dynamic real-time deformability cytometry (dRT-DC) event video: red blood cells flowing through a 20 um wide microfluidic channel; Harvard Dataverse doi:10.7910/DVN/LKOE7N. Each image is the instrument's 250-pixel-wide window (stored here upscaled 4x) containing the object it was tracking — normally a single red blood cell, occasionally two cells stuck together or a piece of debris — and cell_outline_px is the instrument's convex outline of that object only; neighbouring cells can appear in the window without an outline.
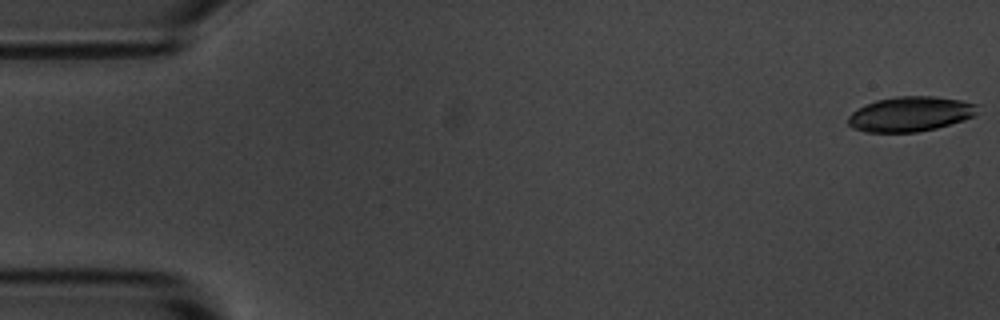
{"species": "common noctule bat (a hibernating species)", "species_latin": "Nyctalus noctula", "temperature_condition": "room temperature", "stored_images_in_passage": 55, "camera_frame_rate_fps": 3000, "um_per_image_px": 0.085, "animal": {"sex": "male", "body_mass_g": 20.1, "forearm_length_mm": 53.5}, "frame": {"image": 1, "passage_image": 1, "time_ms": 0.0, "image_size_px": [1000, 320], "cell_outline_px": [[980, 104], [976, 116], [964, 120], [936, 128], [916, 132], [864, 132], [852, 128], [848, 124], [848, 116], [852, 112], [876, 100], [896, 96], [932, 96], [960, 100]], "centroid_in_image_um": [77.41, 9.69], "position_along_channel_um": 7.6, "area_um2": 26.41}}
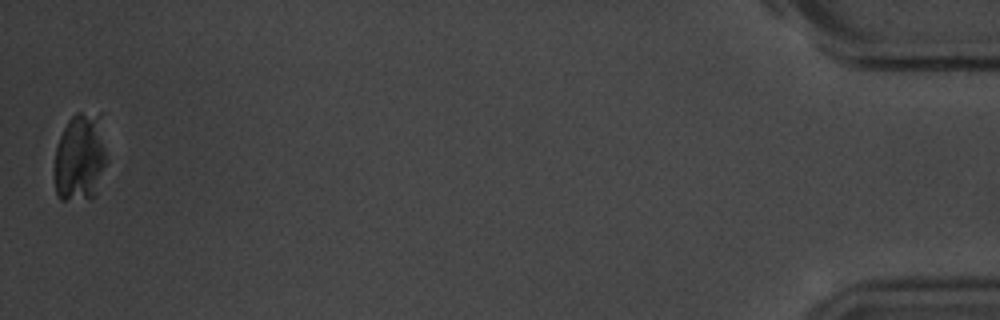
{"frame": {"image": 2, "passage_image": 55, "time_ms": 18.0, "image_size_px": [1000, 320], "cell_outline_px": [[104, 164], [96, 196], [88, 200], [60, 200], [56, 192], [56, 144], [68, 120], [76, 112], [100, 112], [104, 148]], "centroid_in_image_um": [6.8, 13.38], "position_along_channel_um": 428.4, "area_um2": 26.65}}